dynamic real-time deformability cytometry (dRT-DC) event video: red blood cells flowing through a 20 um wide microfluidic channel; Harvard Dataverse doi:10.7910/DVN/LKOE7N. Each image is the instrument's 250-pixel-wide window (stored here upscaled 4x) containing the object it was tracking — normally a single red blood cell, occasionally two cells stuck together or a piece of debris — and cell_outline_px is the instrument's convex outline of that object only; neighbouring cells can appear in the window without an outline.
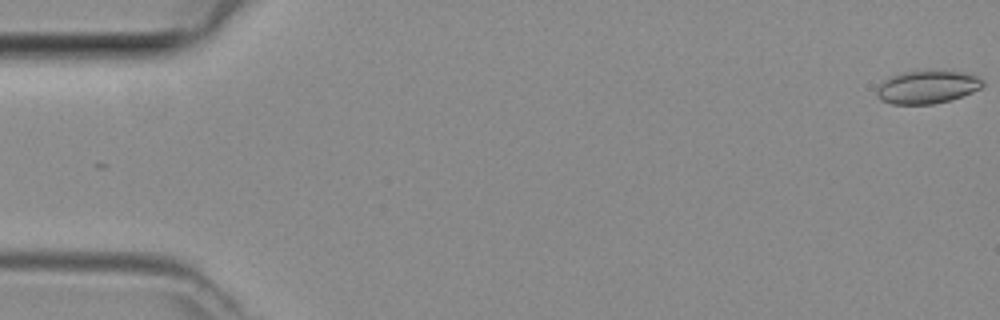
{"species": "common noctule bat (a hibernating species)", "species_latin": "Nyctalus noctula", "temperature_condition": "room temperature", "stored_images_in_passage": 48, "camera_frame_rate_fps": 3000, "um_per_image_px": 0.085, "animal": {"sex": "female", "body_mass_g": 29.2, "forearm_length_mm": 56.3}, "frame": {"image": 1, "passage_image": 1, "time_ms": 0.0, "image_size_px": [1000, 320], "cell_outline_px": [[984, 84], [980, 88], [972, 92], [948, 100], [932, 104], [892, 104], [880, 100], [876, 92], [880, 84], [884, 80], [892, 76], [904, 72], [960, 72], [976, 76], [984, 80]], "centroid_in_image_um": [78.79, 7.42], "position_along_channel_um": 6.2, "area_um2": 19.77}}
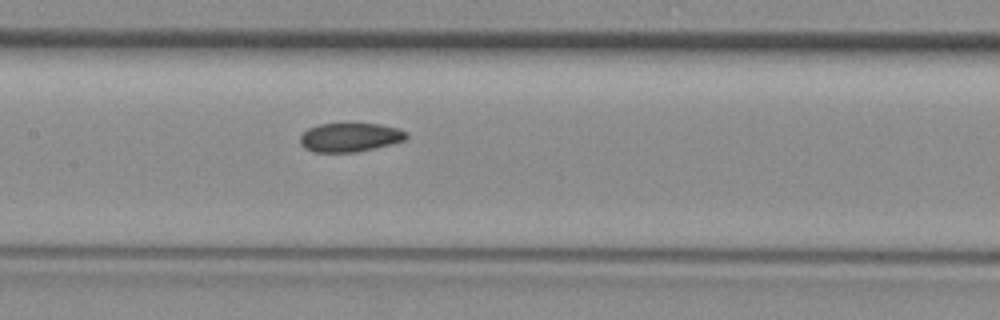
{"frame": {"image": 2, "passage_image": 23, "time_ms": 7.333, "image_size_px": [1000, 320], "cell_outline_px": [[408, 140], [376, 148], [356, 152], [312, 152], [304, 148], [300, 144], [300, 136], [308, 128], [320, 124], [380, 124], [396, 128], [408, 132]], "centroid_in_image_um": [29.77, 11.68], "position_along_channel_um": 177.6, "area_um2": 18.03}}
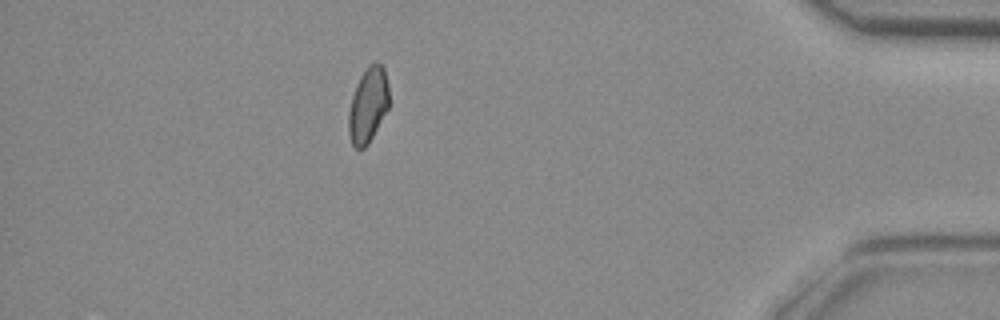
{"frame": {"image": 3, "passage_image": 42, "time_ms": 13.667, "image_size_px": [1000, 320], "cell_outline_px": [[388, 108], [368, 144], [364, 148], [356, 148], [352, 144], [348, 132], [348, 112], [352, 96], [356, 84], [368, 64], [376, 60], [384, 68], [388, 84]], "centroid_in_image_um": [31.27, 8.91], "position_along_channel_um": 403.9, "area_um2": 17.69}}